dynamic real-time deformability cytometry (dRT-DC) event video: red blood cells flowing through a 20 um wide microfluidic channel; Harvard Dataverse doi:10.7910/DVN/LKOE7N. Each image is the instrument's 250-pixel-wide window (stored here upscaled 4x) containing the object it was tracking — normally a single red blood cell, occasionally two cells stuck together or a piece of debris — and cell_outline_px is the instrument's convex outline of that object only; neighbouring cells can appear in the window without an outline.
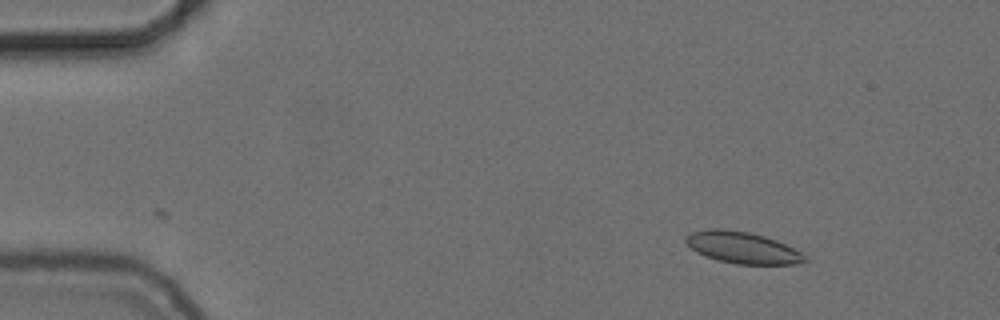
{"species": "common noctule bat (a hibernating species)", "species_latin": "Nyctalus noctula", "temperature_condition": "cold", "stored_images_in_passage": 23, "camera_frame_rate_fps": 3000, "um_per_image_px": 0.085, "animal": {"sex": "female", "body_mass_g": 24.6, "forearm_length_mm": 56.2}, "frame": {"image": 1, "passage_image": 1, "time_ms": 0.0, "image_size_px": [1000, 320], "cell_outline_px": [[808, 260], [796, 264], [736, 264], [704, 256], [696, 252], [684, 240], [684, 236], [692, 232], [708, 228], [720, 228], [748, 232], [764, 236], [776, 240], [808, 256]], "centroid_in_image_um": [63.09, 21.04], "position_along_channel_um": 21.9, "area_um2": 21.85}}
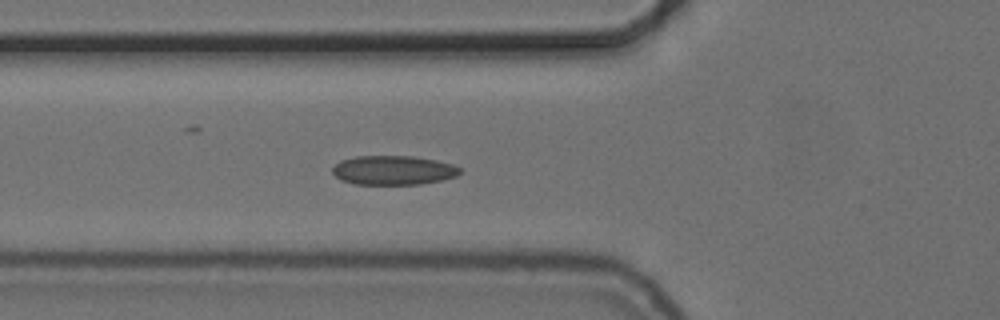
{"frame": {"image": 2, "passage_image": 14, "time_ms": 4.333, "image_size_px": [1000, 320], "cell_outline_px": [[464, 172], [456, 176], [440, 180], [420, 184], [352, 184], [340, 180], [332, 172], [332, 168], [340, 160], [356, 156], [412, 156], [436, 160], [452, 164], [460, 168]], "centroid_in_image_um": [33.42, 14.47], "position_along_channel_um": 92.4, "area_um2": 21.79}}
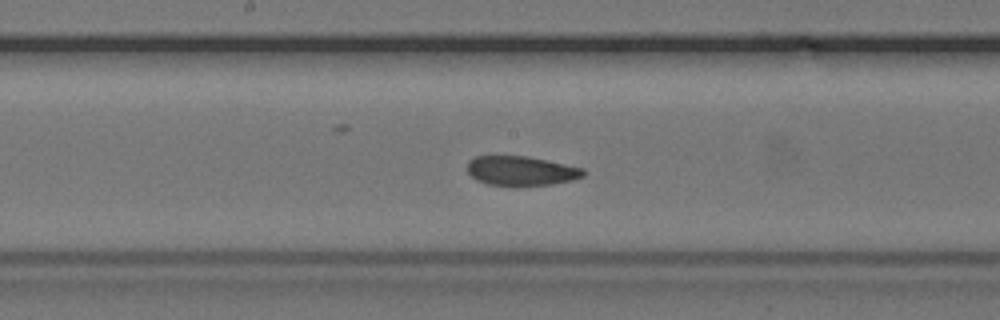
{"frame": {"image": 3, "passage_image": 23, "time_ms": 7.333, "image_size_px": [1000, 320], "cell_outline_px": [[584, 176], [572, 180], [552, 184], [488, 184], [476, 180], [468, 172], [468, 160], [476, 156], [528, 156], [584, 168]], "centroid_in_image_um": [44.3, 14.49], "position_along_channel_um": 203.9, "area_um2": 19.48}}